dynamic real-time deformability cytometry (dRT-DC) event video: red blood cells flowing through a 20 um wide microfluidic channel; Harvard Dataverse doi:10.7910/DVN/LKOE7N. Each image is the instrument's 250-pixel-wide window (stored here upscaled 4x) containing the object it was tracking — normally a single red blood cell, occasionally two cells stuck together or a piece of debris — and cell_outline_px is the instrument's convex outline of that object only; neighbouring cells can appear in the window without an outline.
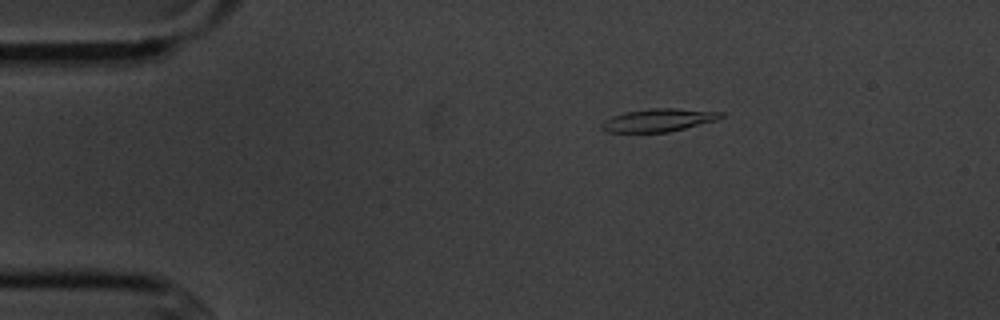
{"species": "common noctule bat (a hibernating species)", "species_latin": "Nyctalus noctula", "temperature_condition": "cold", "stored_images_in_passage": 6, "camera_frame_rate_fps": 3000, "um_per_image_px": 0.085, "animal": {"sex": "male", "body_mass_g": 20.1, "forearm_length_mm": 53.5}, "frame": {"image": 1, "passage_image": 2, "time_ms": 1.0, "image_size_px": [1000, 320], "cell_outline_px": [[724, 116], [716, 120], [668, 132], [608, 132], [600, 128], [600, 124], [604, 120], [612, 116], [624, 112], [652, 108], [676, 108], [724, 112]], "centroid_in_image_um": [55.95, 10.2], "position_along_channel_um": 29.1, "area_um2": 15.9}}
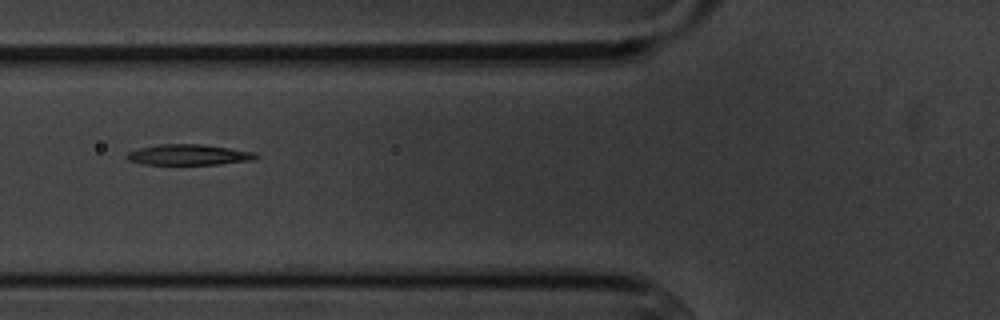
{"frame": {"image": 2, "passage_image": 5, "time_ms": 4.667, "image_size_px": [1000, 320], "cell_outline_px": [[260, 156], [256, 160], [220, 164], [144, 164], [128, 160], [124, 156], [128, 152], [140, 148], [160, 144], [200, 144], [256, 152]], "centroid_in_image_um": [16.08, 13.16], "position_along_channel_um": 109.7, "area_um2": 15.55}}
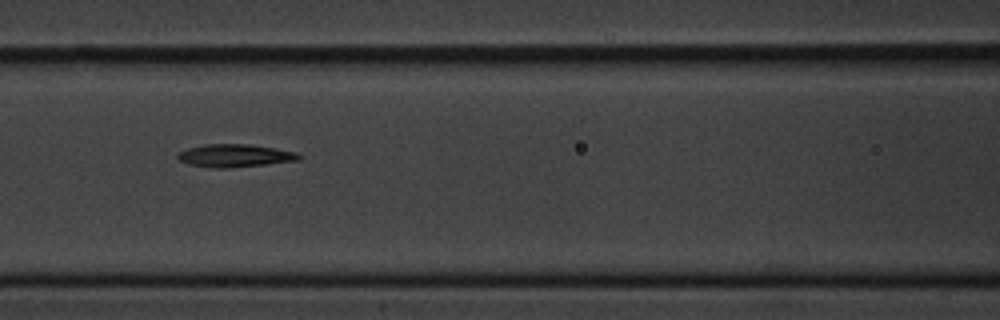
{"frame": {"image": 3, "passage_image": 6, "time_ms": 5.667, "image_size_px": [1000, 320], "cell_outline_px": [[300, 160], [228, 168], [216, 168], [188, 164], [180, 160], [176, 156], [180, 152], [188, 148], [204, 144], [248, 144], [296, 152], [300, 156]], "centroid_in_image_um": [19.93, 13.23], "position_along_channel_um": 146.7, "area_um2": 15.84}}